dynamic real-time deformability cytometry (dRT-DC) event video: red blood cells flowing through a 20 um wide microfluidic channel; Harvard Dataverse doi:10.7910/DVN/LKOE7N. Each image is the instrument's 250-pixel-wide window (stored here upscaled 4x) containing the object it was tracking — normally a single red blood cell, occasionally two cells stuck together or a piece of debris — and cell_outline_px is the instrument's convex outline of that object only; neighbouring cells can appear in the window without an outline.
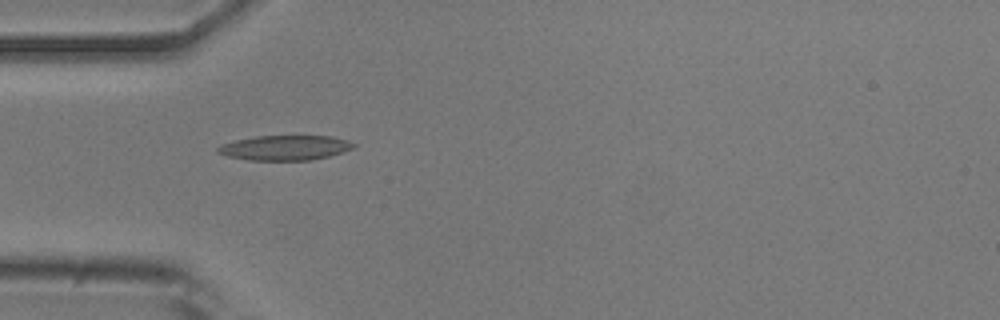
{"species": "common noctule bat (a hibernating species)", "species_latin": "Nyctalus noctula", "temperature_condition": "room temperature", "stored_images_in_passage": 5, "camera_frame_rate_fps": 3000, "um_per_image_px": 0.085, "animal": {"sex": "male", "body_mass_g": 20.5, "forearm_length_mm": 52.5}, "frame": {"image": 1, "passage_image": 4, "time_ms": 1.0, "image_size_px": [1000, 320], "cell_outline_px": [[356, 148], [344, 152], [328, 156], [308, 160], [248, 160], [228, 156], [216, 152], [216, 148], [220, 144], [236, 140], [256, 136], [332, 136], [348, 140], [356, 144]], "centroid_in_image_um": [24.24, 12.55], "position_along_channel_um": 60.8, "area_um2": 19.77}}
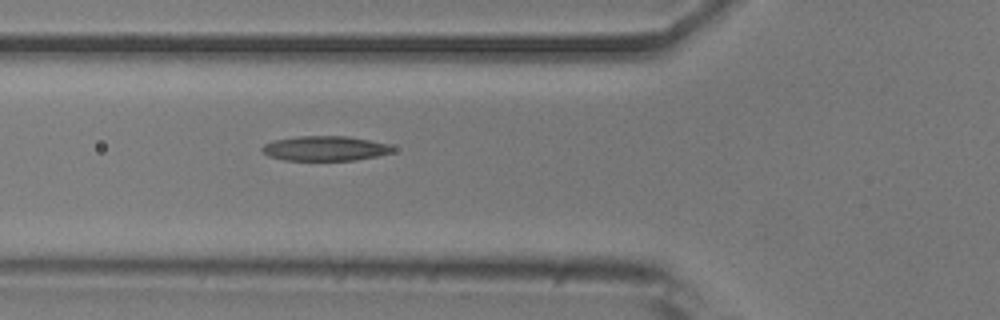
{"frame": {"image": 2, "passage_image": 5, "time_ms": 1.333, "image_size_px": [1000, 320], "cell_outline_px": [[396, 148], [392, 152], [376, 156], [356, 160], [284, 160], [268, 156], [260, 148], [264, 144], [276, 140], [300, 136], [348, 136], [388, 144]], "centroid_in_image_um": [27.63, 12.62], "position_along_channel_um": 98.2, "area_um2": 18.73}}